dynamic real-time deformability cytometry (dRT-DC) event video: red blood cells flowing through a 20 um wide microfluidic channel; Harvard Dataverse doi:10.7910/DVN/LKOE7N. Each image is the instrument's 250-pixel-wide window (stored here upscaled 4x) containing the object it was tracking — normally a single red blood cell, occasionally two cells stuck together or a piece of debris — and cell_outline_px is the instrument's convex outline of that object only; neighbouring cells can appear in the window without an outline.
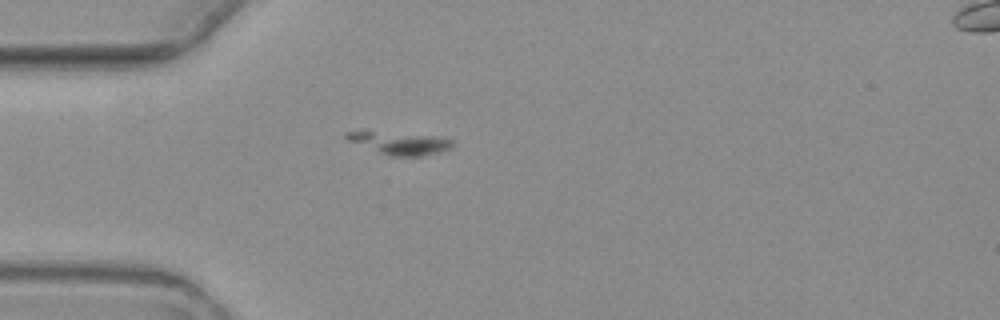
{"species": "common noctule bat (a hibernating species)", "species_latin": "Nyctalus noctula", "temperature_condition": "warm", "stored_images_in_passage": 1, "camera_frame_rate_fps": 3000, "um_per_image_px": 0.085, "animal": {"sex": "female", "body_mass_g": 19.3, "forearm_length_mm": 54.1}, "frame": {"image": 1, "passage_image": 1, "time_ms": 0.0, "image_size_px": [1000, 320], "cell_outline_px": [[456, 144], [452, 148], [440, 152], [420, 156], [388, 156], [348, 140], [344, 136], [348, 132], [372, 132], [428, 136], [456, 140]], "centroid_in_image_um": [34.07, 12.2], "position_along_channel_um": 50.9, "area_um2": 13.41}}